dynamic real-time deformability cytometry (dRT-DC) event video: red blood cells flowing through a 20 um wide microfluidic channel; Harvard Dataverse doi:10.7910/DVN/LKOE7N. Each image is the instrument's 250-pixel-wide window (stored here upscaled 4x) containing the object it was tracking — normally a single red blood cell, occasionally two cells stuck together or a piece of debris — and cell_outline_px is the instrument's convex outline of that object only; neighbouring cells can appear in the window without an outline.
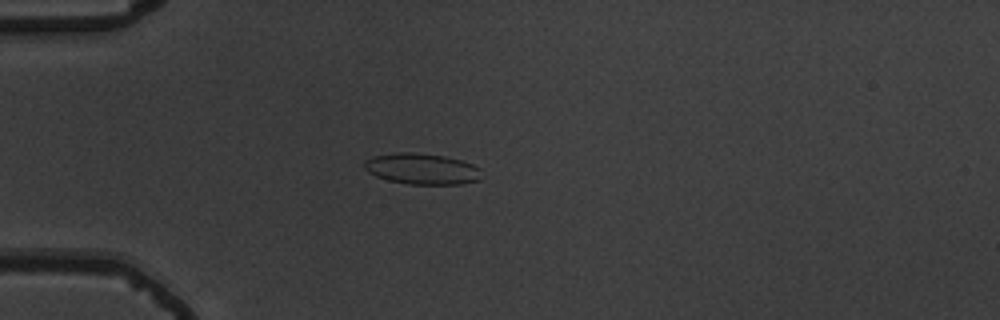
{"species": "common noctule bat (a hibernating species)", "species_latin": "Nyctalus noctula", "temperature_condition": "warm", "stored_images_in_passage": 40, "camera_frame_rate_fps": 3000, "um_per_image_px": 0.085, "animal": {"sex": "male", "body_mass_g": 19.5, "forearm_length_mm": 54.6}, "frame": {"image": 1, "passage_image": 1, "time_ms": 0.0, "image_size_px": [1000, 320], "cell_outline_px": [[480, 180], [460, 184], [408, 184], [388, 180], [376, 176], [368, 172], [364, 168], [364, 160], [372, 156], [400, 152], [412, 152], [444, 156], [460, 160], [472, 164], [480, 168]], "centroid_in_image_um": [35.84, 14.35], "position_along_channel_um": 49.2, "area_um2": 21.15}}
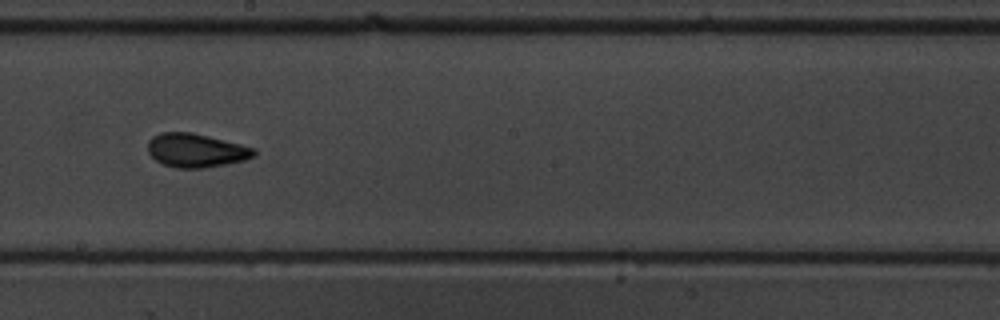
{"frame": {"image": 2, "passage_image": 17, "time_ms": 5.333, "image_size_px": [1000, 320], "cell_outline_px": [[256, 156], [244, 160], [204, 168], [176, 168], [164, 164], [156, 160], [148, 152], [148, 140], [152, 136], [160, 132], [192, 132], [256, 148]], "centroid_in_image_um": [16.66, 12.78], "position_along_channel_um": 231.5, "area_um2": 20.87}}
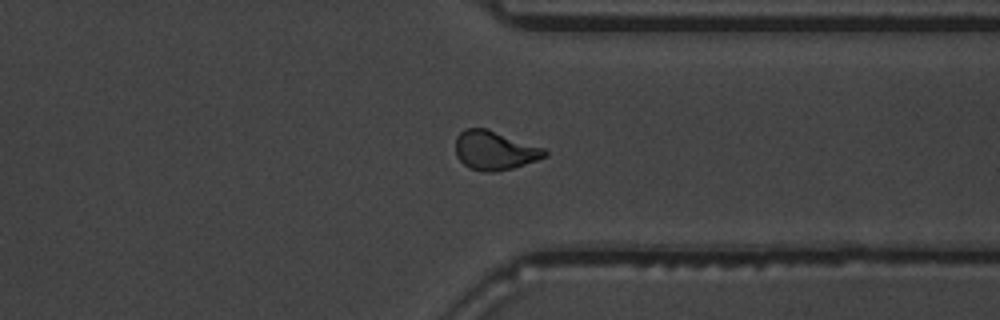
{"frame": {"image": 3, "passage_image": 28, "time_ms": 9.0, "image_size_px": [1000, 320], "cell_outline_px": [[548, 156], [512, 168], [492, 172], [484, 172], [472, 168], [464, 164], [456, 156], [456, 136], [464, 128], [488, 128], [544, 148], [548, 152]], "centroid_in_image_um": [42.04, 12.77], "position_along_channel_um": 369.4, "area_um2": 20.23}, "authors_computed_cell_mechanics": {"area_um2": 19.9699, "velocity_mm_per_s": 3.7603, "shape_relaxation_time_tau1_ms": 4.201, "shape_relaxation_time_tau2_ms": 1.2625, "deformation_change_tau1": 0.1191, "deformation_change_tau2": 0.0716}}